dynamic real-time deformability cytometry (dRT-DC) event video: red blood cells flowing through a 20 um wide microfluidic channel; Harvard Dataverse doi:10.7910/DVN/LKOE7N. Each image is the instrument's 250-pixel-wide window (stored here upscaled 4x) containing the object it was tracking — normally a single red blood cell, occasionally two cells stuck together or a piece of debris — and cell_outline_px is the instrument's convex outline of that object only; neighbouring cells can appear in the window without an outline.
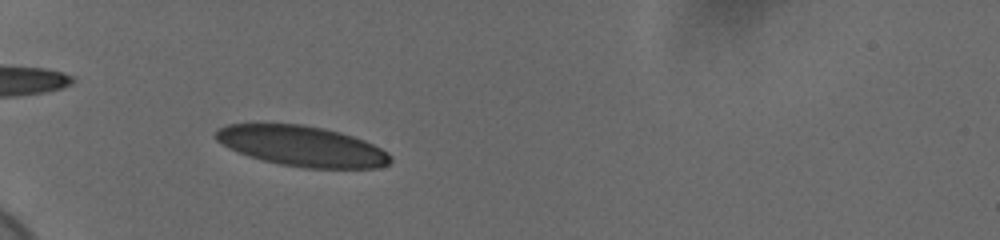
{"species": "human", "species_latin": "Homo sapiens", "temperature_condition": "cold", "stored_images_in_passage": 36, "camera_frame_rate_fps": 3000, "um_per_image_px": 0.085, "donor": {"sex": "female"}, "frame": {"image": 1, "passage_image": 6, "time_ms": 1.667, "image_size_px": [1000, 240], "cell_outline_px": [[392, 160], [388, 164], [380, 168], [304, 168], [280, 164], [248, 156], [228, 148], [216, 140], [212, 136], [220, 128], [228, 124], [304, 124], [324, 128], [340, 132], [364, 140], [388, 152], [392, 156]], "centroid_in_image_um": [25.67, 12.42], "position_along_channel_um": 59.3, "area_um2": 41.15}}
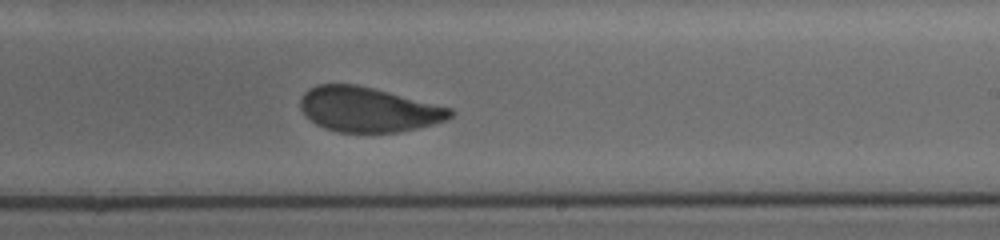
{"frame": {"image": 2, "passage_image": 16, "time_ms": 5.0, "image_size_px": [1000, 240], "cell_outline_px": [[456, 112], [448, 120], [400, 132], [336, 132], [324, 128], [316, 124], [300, 108], [300, 100], [304, 92], [308, 88], [320, 84], [356, 84], [452, 108]], "centroid_in_image_um": [31.31, 9.31], "position_along_channel_um": 257.7, "area_um2": 38.96}}
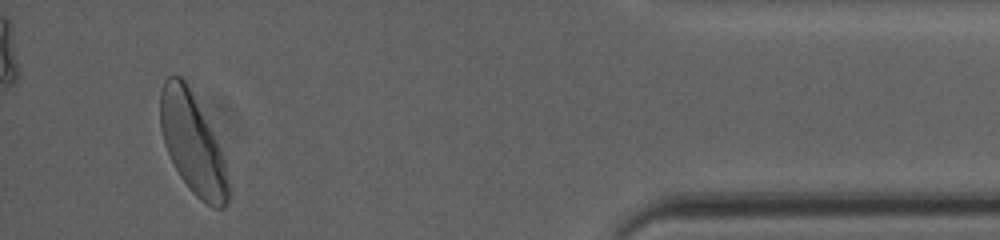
{"frame": {"image": 3, "passage_image": 33, "time_ms": 10.667, "image_size_px": [1000, 240], "cell_outline_px": [[232, 192], [228, 204], [224, 208], [212, 208], [200, 200], [188, 188], [172, 164], [164, 144], [160, 128], [160, 92], [164, 80], [168, 76], [180, 76], [184, 80], [220, 148], [224, 160]], "centroid_in_image_um": [16.37, 12.31], "position_along_channel_um": 418.8, "area_um2": 39.54}, "authors_computed_cell_mechanics": {"area_um2": 39.8531, "velocity_mm_per_s": 3.6959, "shape_relaxation_time_tau1_ms": 2.5751, "shape_relaxation_time_tau2_ms": 0.6695, "deformation_change_tau1": 0.1322, "deformation_change_tau2": 0.0784}}